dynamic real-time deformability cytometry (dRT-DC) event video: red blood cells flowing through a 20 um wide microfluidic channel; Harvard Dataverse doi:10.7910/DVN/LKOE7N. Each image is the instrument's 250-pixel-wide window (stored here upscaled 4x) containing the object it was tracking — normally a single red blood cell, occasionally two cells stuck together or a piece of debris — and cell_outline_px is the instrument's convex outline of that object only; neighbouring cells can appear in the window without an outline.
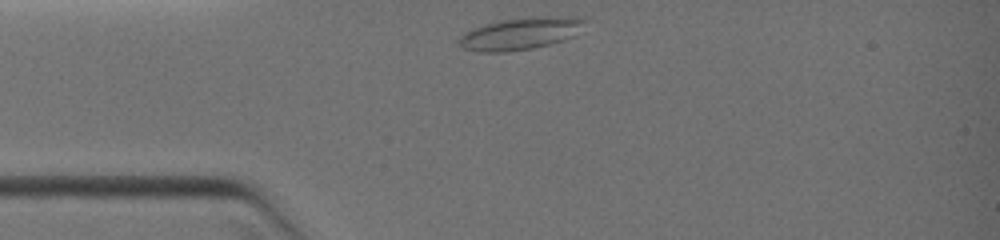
{"species": "common noctule bat (a hibernating species)", "species_latin": "Nyctalus noctula", "temperature_condition": "warm", "stored_images_in_passage": 30, "camera_frame_rate_fps": 3000, "um_per_image_px": 0.085, "animal": {"sex": "female", "body_mass_g": 19.0, "forearm_length_mm": 51.5}, "frame": {"image": 1, "passage_image": 1, "time_ms": 0.0, "image_size_px": [1000, 240], "cell_outline_px": [[588, 20], [572, 36], [564, 40], [532, 48], [508, 52], [480, 52], [460, 48], [456, 40], [464, 32], [472, 28], [484, 24], [500, 20], [528, 16], [580, 16]], "centroid_in_image_um": [44.19, 2.84], "position_along_channel_um": 40.8, "area_um2": 23.99}}
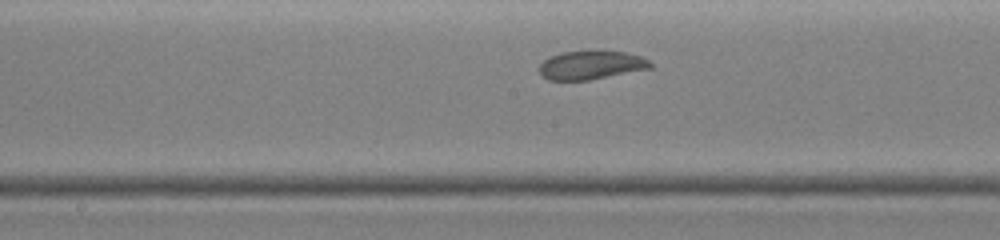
{"frame": {"image": 2, "passage_image": 16, "time_ms": 3.667, "image_size_px": [1000, 240], "cell_outline_px": [[652, 68], [588, 80], [548, 80], [540, 72], [540, 64], [544, 60], [552, 56], [564, 52], [600, 48], [624, 52], [640, 56], [648, 60], [652, 64]], "centroid_in_image_um": [50.27, 5.49], "position_along_channel_um": 197.9, "area_um2": 18.84}}
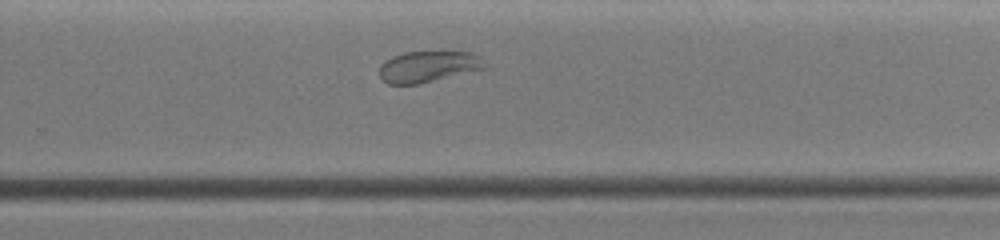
{"frame": {"image": 3, "passage_image": 24, "time_ms": 5.667, "image_size_px": [1000, 240], "cell_outline_px": [[488, 68], [416, 84], [388, 84], [380, 76], [380, 64], [384, 60], [392, 56], [404, 52], [472, 52], [480, 56], [488, 64]], "centroid_in_image_um": [36.43, 5.65], "position_along_channel_um": 293.4, "area_um2": 19.19}}